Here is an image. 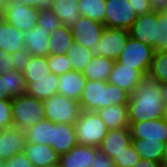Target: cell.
Returning <instances> with one entry per match:
<instances>
[{"mask_svg": "<svg viewBox=\"0 0 167 167\" xmlns=\"http://www.w3.org/2000/svg\"><path fill=\"white\" fill-rule=\"evenodd\" d=\"M164 108L161 83L148 75L143 76L129 97V122L161 119Z\"/></svg>", "mask_w": 167, "mask_h": 167, "instance_id": "6da1fadb", "label": "cell"}, {"mask_svg": "<svg viewBox=\"0 0 167 167\" xmlns=\"http://www.w3.org/2000/svg\"><path fill=\"white\" fill-rule=\"evenodd\" d=\"M130 94L107 81L87 80L79 105L82 111H94L110 105L128 104Z\"/></svg>", "mask_w": 167, "mask_h": 167, "instance_id": "7a4b0ae2", "label": "cell"}, {"mask_svg": "<svg viewBox=\"0 0 167 167\" xmlns=\"http://www.w3.org/2000/svg\"><path fill=\"white\" fill-rule=\"evenodd\" d=\"M11 107L13 126L21 131L46 119L44 102L27 94L14 97L11 100Z\"/></svg>", "mask_w": 167, "mask_h": 167, "instance_id": "3957f363", "label": "cell"}, {"mask_svg": "<svg viewBox=\"0 0 167 167\" xmlns=\"http://www.w3.org/2000/svg\"><path fill=\"white\" fill-rule=\"evenodd\" d=\"M74 127L77 144L96 148L108 132L106 124L94 111H82Z\"/></svg>", "mask_w": 167, "mask_h": 167, "instance_id": "277c9868", "label": "cell"}, {"mask_svg": "<svg viewBox=\"0 0 167 167\" xmlns=\"http://www.w3.org/2000/svg\"><path fill=\"white\" fill-rule=\"evenodd\" d=\"M46 120L53 123L74 124L82 112L79 102L60 94L44 100Z\"/></svg>", "mask_w": 167, "mask_h": 167, "instance_id": "5b68a950", "label": "cell"}, {"mask_svg": "<svg viewBox=\"0 0 167 167\" xmlns=\"http://www.w3.org/2000/svg\"><path fill=\"white\" fill-rule=\"evenodd\" d=\"M154 55V49L140 41L129 37L121 55L115 60L124 66L140 70L144 75L148 74Z\"/></svg>", "mask_w": 167, "mask_h": 167, "instance_id": "8992f818", "label": "cell"}, {"mask_svg": "<svg viewBox=\"0 0 167 167\" xmlns=\"http://www.w3.org/2000/svg\"><path fill=\"white\" fill-rule=\"evenodd\" d=\"M3 13L4 20L23 33L37 26L39 10L22 0H8Z\"/></svg>", "mask_w": 167, "mask_h": 167, "instance_id": "52a82bcc", "label": "cell"}, {"mask_svg": "<svg viewBox=\"0 0 167 167\" xmlns=\"http://www.w3.org/2000/svg\"><path fill=\"white\" fill-rule=\"evenodd\" d=\"M129 37V30L105 27L99 43L92 47L90 52L94 57L103 56L117 60Z\"/></svg>", "mask_w": 167, "mask_h": 167, "instance_id": "ba28073f", "label": "cell"}, {"mask_svg": "<svg viewBox=\"0 0 167 167\" xmlns=\"http://www.w3.org/2000/svg\"><path fill=\"white\" fill-rule=\"evenodd\" d=\"M136 19L137 15L128 0H106V28L129 30Z\"/></svg>", "mask_w": 167, "mask_h": 167, "instance_id": "9c48e42d", "label": "cell"}, {"mask_svg": "<svg viewBox=\"0 0 167 167\" xmlns=\"http://www.w3.org/2000/svg\"><path fill=\"white\" fill-rule=\"evenodd\" d=\"M104 28V24L81 16L71 32L75 42L90 50L99 43Z\"/></svg>", "mask_w": 167, "mask_h": 167, "instance_id": "30bf717a", "label": "cell"}, {"mask_svg": "<svg viewBox=\"0 0 167 167\" xmlns=\"http://www.w3.org/2000/svg\"><path fill=\"white\" fill-rule=\"evenodd\" d=\"M132 139L144 141H167V123L161 119L129 122Z\"/></svg>", "mask_w": 167, "mask_h": 167, "instance_id": "8fae6325", "label": "cell"}, {"mask_svg": "<svg viewBox=\"0 0 167 167\" xmlns=\"http://www.w3.org/2000/svg\"><path fill=\"white\" fill-rule=\"evenodd\" d=\"M25 131L17 127H9L0 131V161L10 159L12 156L21 153L25 148Z\"/></svg>", "mask_w": 167, "mask_h": 167, "instance_id": "7c38bea8", "label": "cell"}, {"mask_svg": "<svg viewBox=\"0 0 167 167\" xmlns=\"http://www.w3.org/2000/svg\"><path fill=\"white\" fill-rule=\"evenodd\" d=\"M131 140L130 128L108 130L98 150L106 154L110 159H113L114 156H119L129 145H131Z\"/></svg>", "mask_w": 167, "mask_h": 167, "instance_id": "4fadbf2b", "label": "cell"}, {"mask_svg": "<svg viewBox=\"0 0 167 167\" xmlns=\"http://www.w3.org/2000/svg\"><path fill=\"white\" fill-rule=\"evenodd\" d=\"M157 23V12H148L138 15L133 25L129 28L130 37L153 48Z\"/></svg>", "mask_w": 167, "mask_h": 167, "instance_id": "5bb4252c", "label": "cell"}, {"mask_svg": "<svg viewBox=\"0 0 167 167\" xmlns=\"http://www.w3.org/2000/svg\"><path fill=\"white\" fill-rule=\"evenodd\" d=\"M143 76L145 75L140 70L124 66V64L120 62H115L107 82L132 94L134 87Z\"/></svg>", "mask_w": 167, "mask_h": 167, "instance_id": "9a60e30c", "label": "cell"}, {"mask_svg": "<svg viewBox=\"0 0 167 167\" xmlns=\"http://www.w3.org/2000/svg\"><path fill=\"white\" fill-rule=\"evenodd\" d=\"M77 145L74 124L53 123L51 147L59 154L69 152Z\"/></svg>", "mask_w": 167, "mask_h": 167, "instance_id": "2e32d148", "label": "cell"}, {"mask_svg": "<svg viewBox=\"0 0 167 167\" xmlns=\"http://www.w3.org/2000/svg\"><path fill=\"white\" fill-rule=\"evenodd\" d=\"M24 153L34 167H58L59 154L48 145L25 142Z\"/></svg>", "mask_w": 167, "mask_h": 167, "instance_id": "e0dca14e", "label": "cell"}, {"mask_svg": "<svg viewBox=\"0 0 167 167\" xmlns=\"http://www.w3.org/2000/svg\"><path fill=\"white\" fill-rule=\"evenodd\" d=\"M96 147L77 144L69 152L59 155L58 167H91Z\"/></svg>", "mask_w": 167, "mask_h": 167, "instance_id": "ac0fdd59", "label": "cell"}, {"mask_svg": "<svg viewBox=\"0 0 167 167\" xmlns=\"http://www.w3.org/2000/svg\"><path fill=\"white\" fill-rule=\"evenodd\" d=\"M86 81L81 72L73 70L59 75L58 94L79 102Z\"/></svg>", "mask_w": 167, "mask_h": 167, "instance_id": "d6986e66", "label": "cell"}, {"mask_svg": "<svg viewBox=\"0 0 167 167\" xmlns=\"http://www.w3.org/2000/svg\"><path fill=\"white\" fill-rule=\"evenodd\" d=\"M50 10L68 29L73 28L81 17L78 0H53Z\"/></svg>", "mask_w": 167, "mask_h": 167, "instance_id": "ffe728a7", "label": "cell"}, {"mask_svg": "<svg viewBox=\"0 0 167 167\" xmlns=\"http://www.w3.org/2000/svg\"><path fill=\"white\" fill-rule=\"evenodd\" d=\"M58 88L59 75L51 73L46 78L33 79V83H28L25 94L44 101L58 94Z\"/></svg>", "mask_w": 167, "mask_h": 167, "instance_id": "44dd1931", "label": "cell"}, {"mask_svg": "<svg viewBox=\"0 0 167 167\" xmlns=\"http://www.w3.org/2000/svg\"><path fill=\"white\" fill-rule=\"evenodd\" d=\"M49 36L47 30L37 24L29 32L24 33L25 48L30 55L49 56Z\"/></svg>", "mask_w": 167, "mask_h": 167, "instance_id": "7402d4cb", "label": "cell"}, {"mask_svg": "<svg viewBox=\"0 0 167 167\" xmlns=\"http://www.w3.org/2000/svg\"><path fill=\"white\" fill-rule=\"evenodd\" d=\"M96 113L106 124L108 130L129 128L128 104L110 105L98 109Z\"/></svg>", "mask_w": 167, "mask_h": 167, "instance_id": "603a6c76", "label": "cell"}, {"mask_svg": "<svg viewBox=\"0 0 167 167\" xmlns=\"http://www.w3.org/2000/svg\"><path fill=\"white\" fill-rule=\"evenodd\" d=\"M24 48V33L4 20L0 24V50L12 54Z\"/></svg>", "mask_w": 167, "mask_h": 167, "instance_id": "cb8c5ba5", "label": "cell"}, {"mask_svg": "<svg viewBox=\"0 0 167 167\" xmlns=\"http://www.w3.org/2000/svg\"><path fill=\"white\" fill-rule=\"evenodd\" d=\"M114 65V59L103 56H95L91 58L82 74L87 80L107 81Z\"/></svg>", "mask_w": 167, "mask_h": 167, "instance_id": "d4e9b609", "label": "cell"}, {"mask_svg": "<svg viewBox=\"0 0 167 167\" xmlns=\"http://www.w3.org/2000/svg\"><path fill=\"white\" fill-rule=\"evenodd\" d=\"M1 77V98L12 100L14 97L25 94L26 81L21 71L13 70Z\"/></svg>", "mask_w": 167, "mask_h": 167, "instance_id": "484cf974", "label": "cell"}, {"mask_svg": "<svg viewBox=\"0 0 167 167\" xmlns=\"http://www.w3.org/2000/svg\"><path fill=\"white\" fill-rule=\"evenodd\" d=\"M71 29L61 25L52 31L49 36V56L66 54L70 46L73 44Z\"/></svg>", "mask_w": 167, "mask_h": 167, "instance_id": "4316f807", "label": "cell"}, {"mask_svg": "<svg viewBox=\"0 0 167 167\" xmlns=\"http://www.w3.org/2000/svg\"><path fill=\"white\" fill-rule=\"evenodd\" d=\"M22 73L26 81V85L28 83H33V79L46 78L51 74L48 67L47 57L30 55Z\"/></svg>", "mask_w": 167, "mask_h": 167, "instance_id": "83f0119b", "label": "cell"}, {"mask_svg": "<svg viewBox=\"0 0 167 167\" xmlns=\"http://www.w3.org/2000/svg\"><path fill=\"white\" fill-rule=\"evenodd\" d=\"M131 144L141 158L161 163L164 142L144 141V139H132Z\"/></svg>", "mask_w": 167, "mask_h": 167, "instance_id": "f1b7e54d", "label": "cell"}, {"mask_svg": "<svg viewBox=\"0 0 167 167\" xmlns=\"http://www.w3.org/2000/svg\"><path fill=\"white\" fill-rule=\"evenodd\" d=\"M52 122L44 119L25 130L27 143L51 146Z\"/></svg>", "mask_w": 167, "mask_h": 167, "instance_id": "f546056e", "label": "cell"}, {"mask_svg": "<svg viewBox=\"0 0 167 167\" xmlns=\"http://www.w3.org/2000/svg\"><path fill=\"white\" fill-rule=\"evenodd\" d=\"M66 56L72 64V70L81 73L84 72L91 58L94 57L89 49L75 41L66 52Z\"/></svg>", "mask_w": 167, "mask_h": 167, "instance_id": "4dcf8cb0", "label": "cell"}, {"mask_svg": "<svg viewBox=\"0 0 167 167\" xmlns=\"http://www.w3.org/2000/svg\"><path fill=\"white\" fill-rule=\"evenodd\" d=\"M81 16L98 21L105 26L106 0H78Z\"/></svg>", "mask_w": 167, "mask_h": 167, "instance_id": "1f68e13d", "label": "cell"}, {"mask_svg": "<svg viewBox=\"0 0 167 167\" xmlns=\"http://www.w3.org/2000/svg\"><path fill=\"white\" fill-rule=\"evenodd\" d=\"M147 75L160 83H167V51L154 52Z\"/></svg>", "mask_w": 167, "mask_h": 167, "instance_id": "d6a6232c", "label": "cell"}, {"mask_svg": "<svg viewBox=\"0 0 167 167\" xmlns=\"http://www.w3.org/2000/svg\"><path fill=\"white\" fill-rule=\"evenodd\" d=\"M154 52L167 51V12L157 13Z\"/></svg>", "mask_w": 167, "mask_h": 167, "instance_id": "836d02e7", "label": "cell"}, {"mask_svg": "<svg viewBox=\"0 0 167 167\" xmlns=\"http://www.w3.org/2000/svg\"><path fill=\"white\" fill-rule=\"evenodd\" d=\"M47 60H48V67L51 73L53 74L62 75L69 71H72V64L68 60L66 54L48 56Z\"/></svg>", "mask_w": 167, "mask_h": 167, "instance_id": "e575fe53", "label": "cell"}, {"mask_svg": "<svg viewBox=\"0 0 167 167\" xmlns=\"http://www.w3.org/2000/svg\"><path fill=\"white\" fill-rule=\"evenodd\" d=\"M140 159L141 157L131 144L119 156H114L112 160L115 167H133Z\"/></svg>", "mask_w": 167, "mask_h": 167, "instance_id": "d590c367", "label": "cell"}, {"mask_svg": "<svg viewBox=\"0 0 167 167\" xmlns=\"http://www.w3.org/2000/svg\"><path fill=\"white\" fill-rule=\"evenodd\" d=\"M41 28H44L50 34L61 26L60 20L53 14L51 10H41L38 15V23Z\"/></svg>", "mask_w": 167, "mask_h": 167, "instance_id": "8d00e7d4", "label": "cell"}, {"mask_svg": "<svg viewBox=\"0 0 167 167\" xmlns=\"http://www.w3.org/2000/svg\"><path fill=\"white\" fill-rule=\"evenodd\" d=\"M13 126L11 100L0 98V129Z\"/></svg>", "mask_w": 167, "mask_h": 167, "instance_id": "74e56055", "label": "cell"}, {"mask_svg": "<svg viewBox=\"0 0 167 167\" xmlns=\"http://www.w3.org/2000/svg\"><path fill=\"white\" fill-rule=\"evenodd\" d=\"M2 163L4 167H34L31 161L26 157L24 151L12 156Z\"/></svg>", "mask_w": 167, "mask_h": 167, "instance_id": "f35d334b", "label": "cell"}, {"mask_svg": "<svg viewBox=\"0 0 167 167\" xmlns=\"http://www.w3.org/2000/svg\"><path fill=\"white\" fill-rule=\"evenodd\" d=\"M12 56L14 70L22 72L30 57L29 52L26 48H24L22 50L16 51L15 53H12Z\"/></svg>", "mask_w": 167, "mask_h": 167, "instance_id": "ab89813d", "label": "cell"}, {"mask_svg": "<svg viewBox=\"0 0 167 167\" xmlns=\"http://www.w3.org/2000/svg\"><path fill=\"white\" fill-rule=\"evenodd\" d=\"M13 70L14 66L12 54L0 50V76L5 75Z\"/></svg>", "mask_w": 167, "mask_h": 167, "instance_id": "60d3db41", "label": "cell"}, {"mask_svg": "<svg viewBox=\"0 0 167 167\" xmlns=\"http://www.w3.org/2000/svg\"><path fill=\"white\" fill-rule=\"evenodd\" d=\"M136 15L146 14L151 12V3L149 0H128Z\"/></svg>", "mask_w": 167, "mask_h": 167, "instance_id": "b9f144b4", "label": "cell"}, {"mask_svg": "<svg viewBox=\"0 0 167 167\" xmlns=\"http://www.w3.org/2000/svg\"><path fill=\"white\" fill-rule=\"evenodd\" d=\"M91 167H115L114 161L96 148V158Z\"/></svg>", "mask_w": 167, "mask_h": 167, "instance_id": "7bdbcfd3", "label": "cell"}, {"mask_svg": "<svg viewBox=\"0 0 167 167\" xmlns=\"http://www.w3.org/2000/svg\"><path fill=\"white\" fill-rule=\"evenodd\" d=\"M23 4L41 10H50L53 0H22Z\"/></svg>", "mask_w": 167, "mask_h": 167, "instance_id": "ee69618b", "label": "cell"}, {"mask_svg": "<svg viewBox=\"0 0 167 167\" xmlns=\"http://www.w3.org/2000/svg\"><path fill=\"white\" fill-rule=\"evenodd\" d=\"M151 3L152 12H166L167 11V0H149Z\"/></svg>", "mask_w": 167, "mask_h": 167, "instance_id": "f6af8a7d", "label": "cell"}, {"mask_svg": "<svg viewBox=\"0 0 167 167\" xmlns=\"http://www.w3.org/2000/svg\"><path fill=\"white\" fill-rule=\"evenodd\" d=\"M161 163L141 158L133 167H158Z\"/></svg>", "mask_w": 167, "mask_h": 167, "instance_id": "bcb514c9", "label": "cell"}, {"mask_svg": "<svg viewBox=\"0 0 167 167\" xmlns=\"http://www.w3.org/2000/svg\"><path fill=\"white\" fill-rule=\"evenodd\" d=\"M161 164L167 166V141L164 143L163 155Z\"/></svg>", "mask_w": 167, "mask_h": 167, "instance_id": "7dc6e473", "label": "cell"}, {"mask_svg": "<svg viewBox=\"0 0 167 167\" xmlns=\"http://www.w3.org/2000/svg\"><path fill=\"white\" fill-rule=\"evenodd\" d=\"M161 88L163 92V101L165 106H167V83H161Z\"/></svg>", "mask_w": 167, "mask_h": 167, "instance_id": "c3c4849f", "label": "cell"}, {"mask_svg": "<svg viewBox=\"0 0 167 167\" xmlns=\"http://www.w3.org/2000/svg\"><path fill=\"white\" fill-rule=\"evenodd\" d=\"M8 0H0V11H4Z\"/></svg>", "mask_w": 167, "mask_h": 167, "instance_id": "681fc988", "label": "cell"}, {"mask_svg": "<svg viewBox=\"0 0 167 167\" xmlns=\"http://www.w3.org/2000/svg\"><path fill=\"white\" fill-rule=\"evenodd\" d=\"M163 120L167 123V106H165V108H164Z\"/></svg>", "mask_w": 167, "mask_h": 167, "instance_id": "f907efd6", "label": "cell"}, {"mask_svg": "<svg viewBox=\"0 0 167 167\" xmlns=\"http://www.w3.org/2000/svg\"><path fill=\"white\" fill-rule=\"evenodd\" d=\"M4 21V13L0 11V24Z\"/></svg>", "mask_w": 167, "mask_h": 167, "instance_id": "816d5d0a", "label": "cell"}, {"mask_svg": "<svg viewBox=\"0 0 167 167\" xmlns=\"http://www.w3.org/2000/svg\"><path fill=\"white\" fill-rule=\"evenodd\" d=\"M1 91H2V77L0 76V98H1Z\"/></svg>", "mask_w": 167, "mask_h": 167, "instance_id": "f5cc1de1", "label": "cell"}, {"mask_svg": "<svg viewBox=\"0 0 167 167\" xmlns=\"http://www.w3.org/2000/svg\"><path fill=\"white\" fill-rule=\"evenodd\" d=\"M158 167H167V166H165V165H163V164H160Z\"/></svg>", "mask_w": 167, "mask_h": 167, "instance_id": "db71d44e", "label": "cell"}, {"mask_svg": "<svg viewBox=\"0 0 167 167\" xmlns=\"http://www.w3.org/2000/svg\"><path fill=\"white\" fill-rule=\"evenodd\" d=\"M0 167H4L3 163L0 161Z\"/></svg>", "mask_w": 167, "mask_h": 167, "instance_id": "11a10c76", "label": "cell"}]
</instances>
